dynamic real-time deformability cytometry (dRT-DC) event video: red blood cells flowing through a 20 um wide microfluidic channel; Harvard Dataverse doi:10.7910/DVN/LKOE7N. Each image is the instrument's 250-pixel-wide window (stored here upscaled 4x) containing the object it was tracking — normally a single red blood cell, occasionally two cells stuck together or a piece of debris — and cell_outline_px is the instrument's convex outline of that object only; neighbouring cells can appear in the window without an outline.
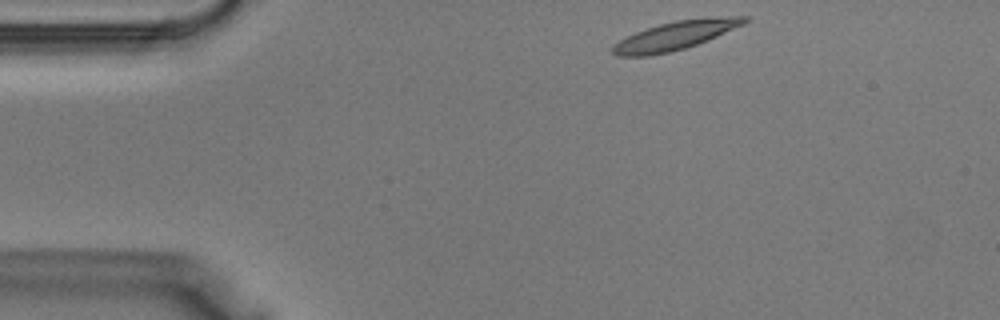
{"species": "Egyptian fruit bat (a non-hibernating species)", "species_latin": "Rousettus aegyptiacus", "temperature_condition": "warm", "stored_images_in_passage": 34, "camera_frame_rate_fps": 3000, "um_per_image_px": 0.085, "animal": {"sex": "male"}, "frame": {"image": 1, "passage_image": 1, "time_ms": 0.0, "image_size_px": [1000, 320], "cell_outline_px": [[748, 20], [744, 24], [716, 36], [696, 44], [684, 48], [668, 52], [648, 56], [616, 56], [612, 52], [612, 48], [620, 40], [636, 32], [660, 24], [676, 20], [732, 16], [748, 16]], "centroid_in_image_um": [57.4, 3.02], "position_along_channel_um": 27.6, "area_um2": 21.33}}
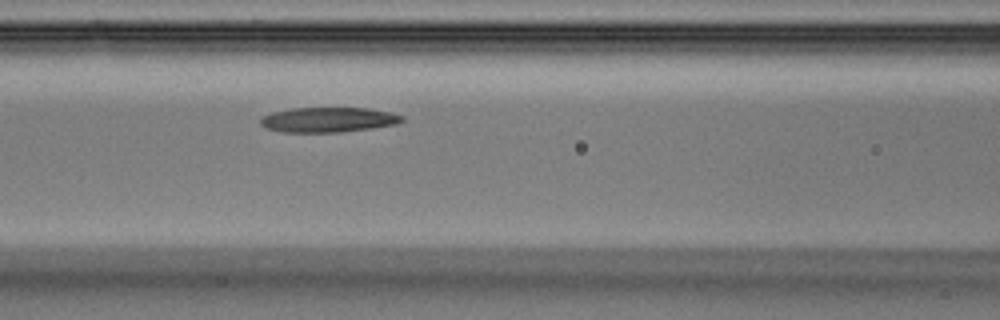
{"frame": {"image": 2, "passage_image": 11, "time_ms": 3.333, "image_size_px": [1000, 320], "cell_outline_px": [[404, 120], [396, 124], [372, 128], [340, 132], [284, 132], [264, 128], [260, 124], [260, 116], [272, 112], [288, 108], [368, 108], [392, 112], [404, 116]], "centroid_in_image_um": [27.88, 10.17], "position_along_channel_um": 138.7, "area_um2": 20.81}}
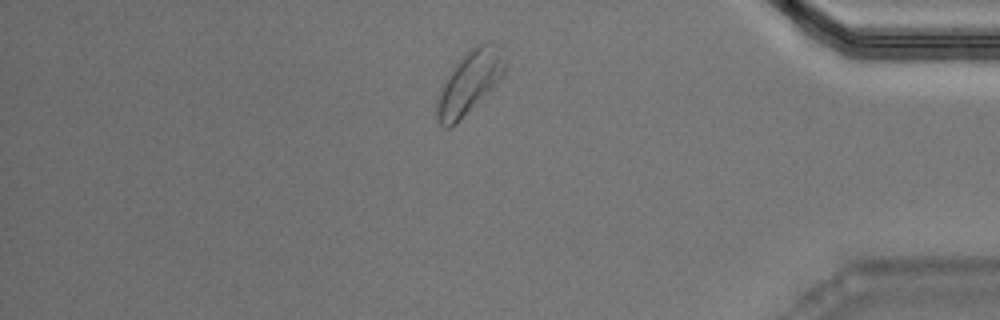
{"frame": {"image": 3, "passage_image": 28, "time_ms": 9.0, "image_size_px": [1000, 320], "cell_outline_px": [[508, 68], [448, 128], [444, 128], [440, 124], [436, 112], [436, 100], [440, 88], [452, 68], [476, 44], [488, 40], [500, 44], [504, 48]], "centroid_in_image_um": [39.93, 6.84], "position_along_channel_um": 395.3, "area_um2": 23.76}}